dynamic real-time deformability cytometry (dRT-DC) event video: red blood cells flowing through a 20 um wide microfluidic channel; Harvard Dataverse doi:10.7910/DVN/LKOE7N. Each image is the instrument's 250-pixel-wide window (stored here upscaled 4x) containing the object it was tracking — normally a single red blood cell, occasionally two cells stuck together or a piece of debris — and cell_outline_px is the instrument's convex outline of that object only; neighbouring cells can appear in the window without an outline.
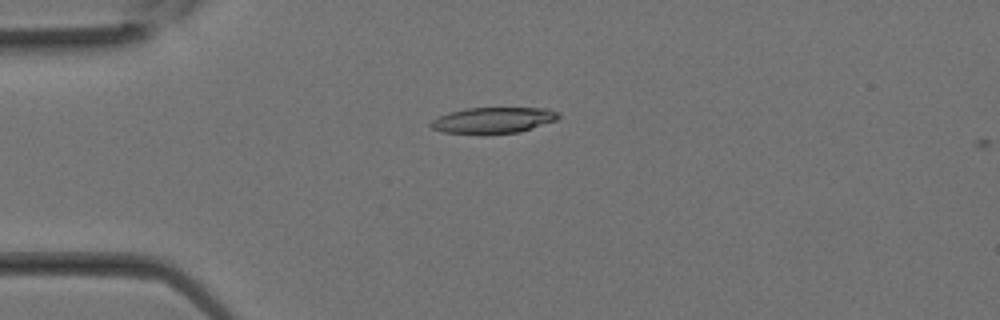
{"species": "Egyptian fruit bat (a non-hibernating species)", "species_latin": "Rousettus aegyptiacus", "temperature_condition": "room temperature", "stored_images_in_passage": 4, "camera_frame_rate_fps": 3000, "um_per_image_px": 0.085, "animal": {"sex": "female"}, "frame": {"image": 1, "passage_image": 3, "time_ms": 0.667, "image_size_px": [1000, 320], "cell_outline_px": [[560, 116], [556, 120], [520, 132], [484, 136], [444, 132], [432, 128], [428, 124], [432, 120], [448, 112], [468, 108], [548, 108], [560, 112]], "centroid_in_image_um": [41.92, 10.25], "position_along_channel_um": 43.1, "area_um2": 19.88}}